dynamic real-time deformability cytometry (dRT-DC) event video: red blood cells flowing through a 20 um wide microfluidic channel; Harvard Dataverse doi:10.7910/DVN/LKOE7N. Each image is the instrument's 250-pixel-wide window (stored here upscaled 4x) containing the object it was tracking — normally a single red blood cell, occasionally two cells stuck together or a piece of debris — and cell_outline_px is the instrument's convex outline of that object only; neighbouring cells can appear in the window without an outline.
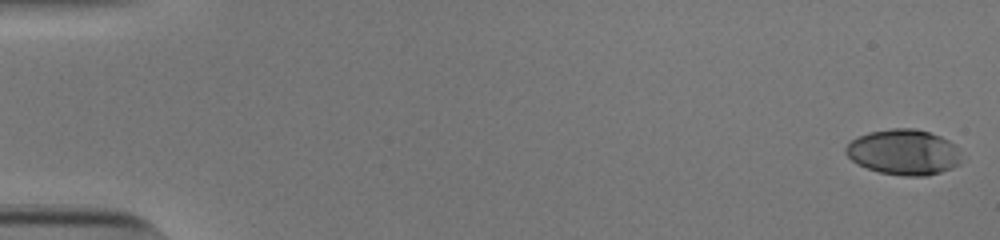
{"species": "human", "species_latin": "Homo sapiens", "temperature_condition": "cold", "stored_images_in_passage": 54, "camera_frame_rate_fps": 3000, "um_per_image_px": 0.085, "donor": {"sex": "male"}, "frame": {"image": 1, "passage_image": 1, "time_ms": 0.0, "image_size_px": [1000, 240], "cell_outline_px": [[964, 160], [960, 164], [952, 168], [928, 176], [904, 176], [880, 172], [856, 164], [844, 152], [844, 148], [856, 136], [868, 132], [892, 128], [916, 128], [940, 136], [948, 140], [956, 148]], "centroid_in_image_um": [76.81, 12.93], "position_along_channel_um": 8.2, "area_um2": 30.87}}
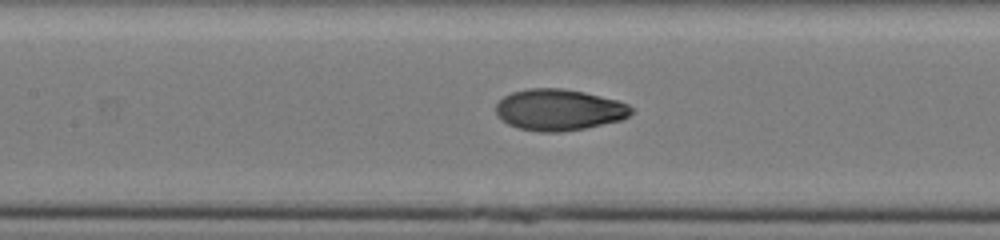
{"frame": {"image": 2, "passage_image": 26, "time_ms": 8.333, "image_size_px": [1000, 240], "cell_outline_px": [[632, 112], [628, 116], [620, 120], [584, 128], [560, 132], [540, 132], [520, 128], [508, 124], [500, 120], [496, 116], [496, 104], [504, 96], [512, 92], [528, 88], [560, 88], [584, 92], [616, 100], [628, 104], [632, 108]], "centroid_in_image_um": [47.47, 9.33], "position_along_channel_um": 159.9, "area_um2": 32.48}}
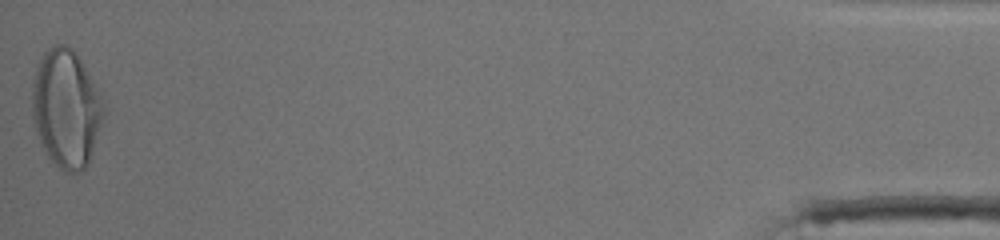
{"frame": {"image": 3, "passage_image": 54, "time_ms": 17.667, "image_size_px": [1000, 240], "cell_outline_px": [[108, 108], [88, 164], [80, 172], [68, 172], [60, 168], [48, 156], [40, 144], [36, 132], [32, 116], [32, 80], [36, 68], [44, 52], [48, 48], [56, 44], [64, 44], [72, 48], [76, 52], [104, 96]], "centroid_in_image_um": [5.66, 9.19], "position_along_channel_um": 429.5, "area_um2": 50.11}, "authors_computed_cell_mechanics": {"area_um2": 31.7033, "velocity_mm_per_s": 3.8594, "shape_relaxation_time_tau1_ms": 5.891, "shape_relaxation_time_tau2_ms": 0.8222, "deformation_change_tau1": 0.247, "deformation_change_tau2": 0.0465}}